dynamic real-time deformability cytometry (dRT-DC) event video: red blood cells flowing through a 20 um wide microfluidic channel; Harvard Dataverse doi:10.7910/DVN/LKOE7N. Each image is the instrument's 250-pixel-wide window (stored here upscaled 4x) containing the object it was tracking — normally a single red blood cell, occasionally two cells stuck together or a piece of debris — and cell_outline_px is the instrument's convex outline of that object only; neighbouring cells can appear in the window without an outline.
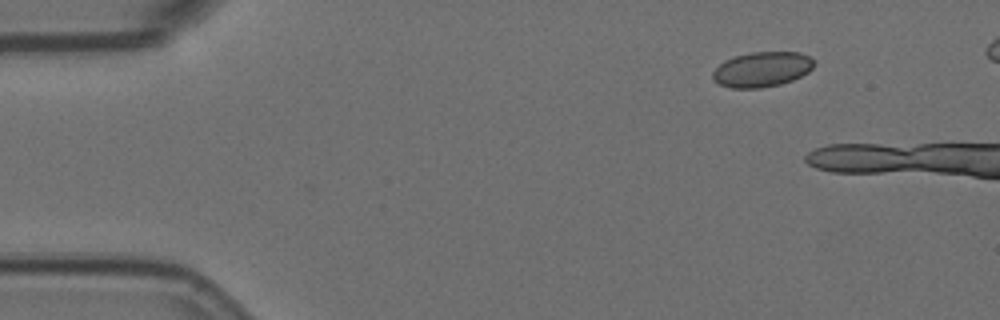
{"species": "Egyptian fruit bat (a non-hibernating species)", "species_latin": "Rousettus aegyptiacus", "temperature_condition": "room temperature", "stored_images_in_passage": 6, "camera_frame_rate_fps": 3000, "um_per_image_px": 0.085, "animal": {"sex": "female"}, "frame": {"image": 1, "passage_image": 1, "time_ms": 0.0, "image_size_px": [1000, 320], "cell_outline_px": [[812, 68], [808, 72], [792, 80], [780, 84], [760, 88], [732, 88], [720, 84], [712, 76], [712, 72], [720, 64], [736, 56], [752, 52], [800, 52], [808, 56], [812, 60]], "centroid_in_image_um": [64.77, 5.9], "position_along_channel_um": 20.2, "area_um2": 20.29}}